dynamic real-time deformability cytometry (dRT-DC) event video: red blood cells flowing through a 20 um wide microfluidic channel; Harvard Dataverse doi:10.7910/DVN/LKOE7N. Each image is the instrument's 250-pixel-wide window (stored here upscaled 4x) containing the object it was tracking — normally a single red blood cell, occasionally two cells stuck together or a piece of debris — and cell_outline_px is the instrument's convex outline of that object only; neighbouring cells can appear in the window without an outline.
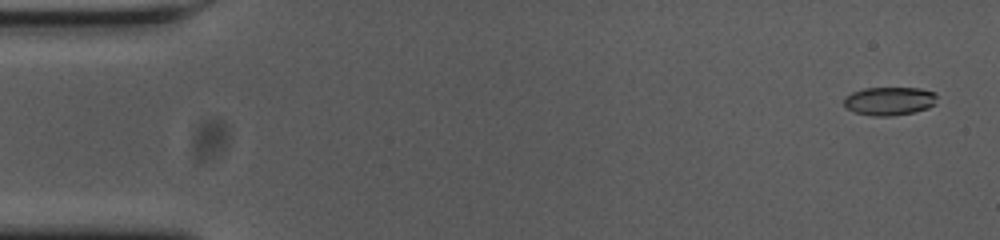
{"species": "common noctule bat (a hibernating species)", "species_latin": "Nyctalus noctula", "temperature_condition": "cold", "stored_images_in_passage": 18, "camera_frame_rate_fps": 3000, "um_per_image_px": 0.085, "animal": {"sex": "female", "body_mass_g": 23.0, "forearm_length_mm": 53.4}, "frame": {"image": 1, "passage_image": 3, "time_ms": 0.667, "image_size_px": [1000, 240], "cell_outline_px": [[936, 104], [928, 108], [912, 112], [892, 116], [876, 116], [856, 112], [848, 108], [844, 104], [844, 96], [852, 92], [864, 88], [920, 88], [936, 92]], "centroid_in_image_um": [75.62, 8.57], "position_along_channel_um": 9.4, "area_um2": 15.37}}